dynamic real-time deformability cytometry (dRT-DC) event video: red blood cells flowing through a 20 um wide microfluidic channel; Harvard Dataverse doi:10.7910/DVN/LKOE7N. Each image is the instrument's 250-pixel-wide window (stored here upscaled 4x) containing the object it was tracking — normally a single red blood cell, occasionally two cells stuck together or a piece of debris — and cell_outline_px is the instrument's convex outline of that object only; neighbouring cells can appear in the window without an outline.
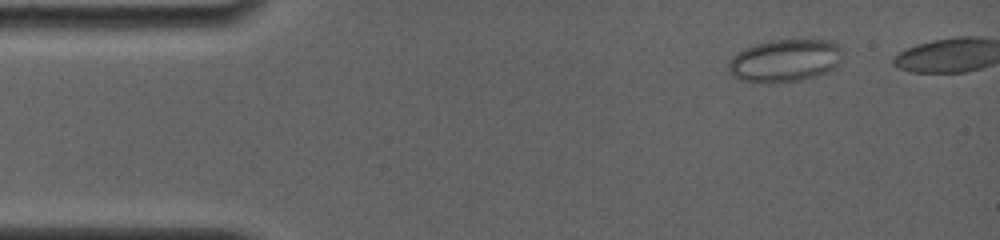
{"species": "common noctule bat (a hibernating species)", "species_latin": "Nyctalus noctula", "temperature_condition": "room temperature", "stored_images_in_passage": 6, "camera_frame_rate_fps": 4000, "um_per_image_px": 0.085, "animal": {"sex": "female", "body_mass_g": 19.0, "forearm_length_mm": 56.7}, "frame": {"image": 1, "passage_image": 2, "time_ms": 1.0, "image_size_px": [1000, 240], "cell_outline_px": [[844, 52], [836, 64], [828, 72], [800, 80], [776, 84], [760, 84], [740, 80], [732, 76], [728, 72], [728, 60], [732, 56], [756, 44], [772, 40], [836, 40], [844, 48]], "centroid_in_image_um": [66.72, 5.17], "position_along_channel_um": 18.3, "area_um2": 28.84}}